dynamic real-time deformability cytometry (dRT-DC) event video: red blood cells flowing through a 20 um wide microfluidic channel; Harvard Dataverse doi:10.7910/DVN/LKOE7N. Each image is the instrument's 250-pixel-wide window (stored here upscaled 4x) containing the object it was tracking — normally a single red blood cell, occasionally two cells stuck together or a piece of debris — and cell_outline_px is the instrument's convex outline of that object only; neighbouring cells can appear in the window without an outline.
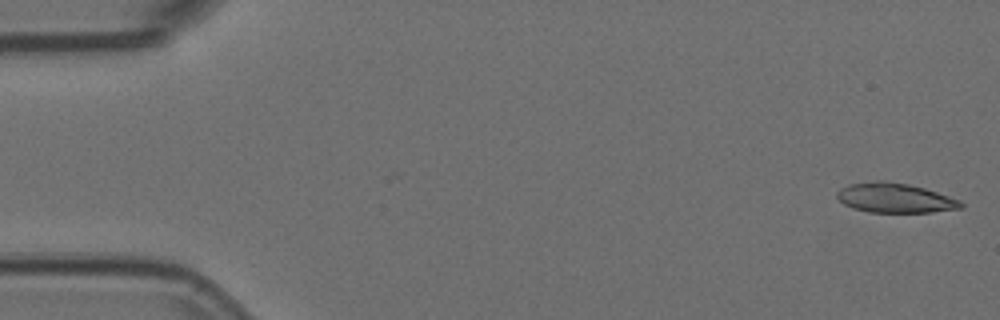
{"species": "Egyptian fruit bat (a non-hibernating species)", "species_latin": "Rousettus aegyptiacus", "temperature_condition": "room temperature", "stored_images_in_passage": 53, "camera_frame_rate_fps": 3000, "um_per_image_px": 0.085, "animal": {"sex": "female"}, "frame": {"image": 1, "passage_image": 1, "time_ms": 0.0, "image_size_px": [1000, 320], "cell_outline_px": [[964, 208], [932, 212], [868, 212], [852, 208], [844, 204], [836, 196], [836, 192], [840, 188], [848, 184], [876, 180], [884, 180], [908, 184], [924, 188], [960, 200], [964, 204]], "centroid_in_image_um": [76.05, 16.82], "position_along_channel_um": 8.9, "area_um2": 21.5}}
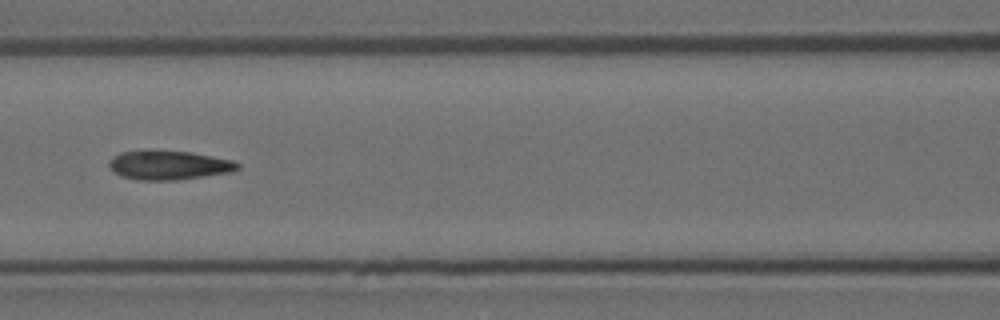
{"frame": {"image": 2, "passage_image": 23, "time_ms": 7.333, "image_size_px": [1000, 320], "cell_outline_px": [[240, 168], [232, 172], [176, 180], [136, 180], [124, 176], [116, 172], [108, 164], [108, 160], [112, 156], [120, 152], [192, 152], [232, 160], [240, 164]], "centroid_in_image_um": [14.39, 14.06], "position_along_channel_um": 152.2, "area_um2": 21.27}}
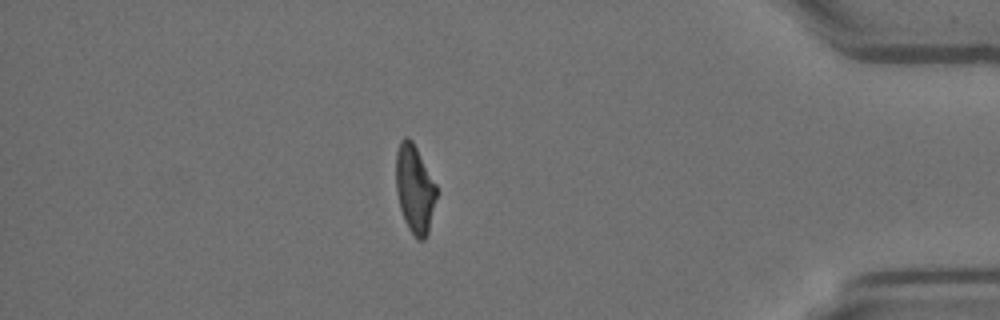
{"frame": {"image": 3, "passage_image": 46, "time_ms": 15.0, "image_size_px": [1000, 320], "cell_outline_px": [[436, 196], [428, 232], [424, 240], [416, 240], [408, 228], [404, 220], [400, 208], [396, 188], [396, 152], [400, 140], [404, 136], [408, 136], [412, 140], [436, 184]], "centroid_in_image_um": [35.23, 16.05], "position_along_channel_um": 400.0, "area_um2": 20.75}, "authors_computed_cell_mechanics": {"area_um2": 21.6172, "velocity_mm_per_s": 3.7592, "shape_relaxation_time_tau1_ms": null, "shape_relaxation_time_tau2_ms": 2.669, "deformation_change_tau1": null, "deformation_change_tau2": 0.1027}}